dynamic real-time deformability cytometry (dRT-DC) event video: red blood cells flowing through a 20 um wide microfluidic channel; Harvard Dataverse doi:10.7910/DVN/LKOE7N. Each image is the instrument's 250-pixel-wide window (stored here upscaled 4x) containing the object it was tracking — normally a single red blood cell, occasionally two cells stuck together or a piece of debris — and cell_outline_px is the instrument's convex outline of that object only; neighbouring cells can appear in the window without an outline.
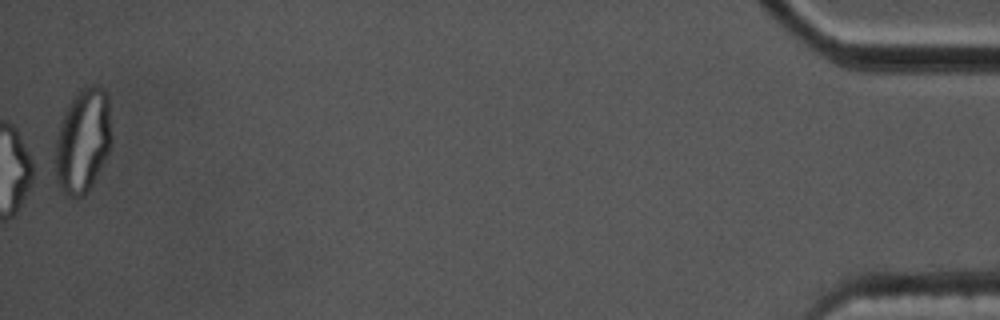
{"species": "common noctule bat (a hibernating species)", "species_latin": "Nyctalus noctula", "temperature_condition": "cold", "stored_images_in_passage": 56, "camera_frame_rate_fps": 3000, "um_per_image_px": 0.085, "animal": {"sex": "male", "body_mass_g": 17.5, "forearm_length_mm": 52.3}, "frame": {"image": 1, "passage_image": 56, "time_ms": 18.333, "image_size_px": [1000, 320], "cell_outline_px": [[112, 140], [108, 152], [92, 184], [80, 196], [68, 196], [60, 188], [56, 176], [56, 140], [60, 124], [64, 112], [76, 92], [84, 84], [88, 84], [104, 88], [108, 96]], "centroid_in_image_um": [7.06, 11.88], "position_along_channel_um": 428.1, "area_um2": 33.87}}